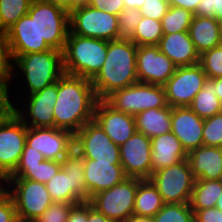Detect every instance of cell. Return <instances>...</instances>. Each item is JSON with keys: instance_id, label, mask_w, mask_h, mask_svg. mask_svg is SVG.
Wrapping results in <instances>:
<instances>
[{"instance_id": "7a4b0ae2", "label": "cell", "mask_w": 222, "mask_h": 222, "mask_svg": "<svg viewBox=\"0 0 222 222\" xmlns=\"http://www.w3.org/2000/svg\"><path fill=\"white\" fill-rule=\"evenodd\" d=\"M137 45L129 38L107 41L103 67L91 80L98 100L139 82L136 67Z\"/></svg>"}, {"instance_id": "3957f363", "label": "cell", "mask_w": 222, "mask_h": 222, "mask_svg": "<svg viewBox=\"0 0 222 222\" xmlns=\"http://www.w3.org/2000/svg\"><path fill=\"white\" fill-rule=\"evenodd\" d=\"M13 69V80L18 77H15L18 75L17 69L22 74V81L25 80L21 82L26 83L25 94L36 93L56 83L64 75L63 52L52 48L45 52L19 55L14 59Z\"/></svg>"}, {"instance_id": "8992f818", "label": "cell", "mask_w": 222, "mask_h": 222, "mask_svg": "<svg viewBox=\"0 0 222 222\" xmlns=\"http://www.w3.org/2000/svg\"><path fill=\"white\" fill-rule=\"evenodd\" d=\"M4 190L12 197L19 222H33L54 202L44 183L7 178Z\"/></svg>"}, {"instance_id": "4fadbf2b", "label": "cell", "mask_w": 222, "mask_h": 222, "mask_svg": "<svg viewBox=\"0 0 222 222\" xmlns=\"http://www.w3.org/2000/svg\"><path fill=\"white\" fill-rule=\"evenodd\" d=\"M74 150L84 159L121 164L120 146L116 145L94 120L74 135Z\"/></svg>"}, {"instance_id": "6da1fadb", "label": "cell", "mask_w": 222, "mask_h": 222, "mask_svg": "<svg viewBox=\"0 0 222 222\" xmlns=\"http://www.w3.org/2000/svg\"><path fill=\"white\" fill-rule=\"evenodd\" d=\"M98 101L91 80L65 74L58 80V93L53 115L55 128L75 135L94 119Z\"/></svg>"}, {"instance_id": "f1b7e54d", "label": "cell", "mask_w": 222, "mask_h": 222, "mask_svg": "<svg viewBox=\"0 0 222 222\" xmlns=\"http://www.w3.org/2000/svg\"><path fill=\"white\" fill-rule=\"evenodd\" d=\"M222 193V179L195 180L190 206L193 211L216 207Z\"/></svg>"}, {"instance_id": "6f0895ef", "label": "cell", "mask_w": 222, "mask_h": 222, "mask_svg": "<svg viewBox=\"0 0 222 222\" xmlns=\"http://www.w3.org/2000/svg\"><path fill=\"white\" fill-rule=\"evenodd\" d=\"M220 45H222V20L219 21Z\"/></svg>"}, {"instance_id": "7bdbcfd3", "label": "cell", "mask_w": 222, "mask_h": 222, "mask_svg": "<svg viewBox=\"0 0 222 222\" xmlns=\"http://www.w3.org/2000/svg\"><path fill=\"white\" fill-rule=\"evenodd\" d=\"M0 222H19L14 201L5 190L0 193Z\"/></svg>"}, {"instance_id": "d4e9b609", "label": "cell", "mask_w": 222, "mask_h": 222, "mask_svg": "<svg viewBox=\"0 0 222 222\" xmlns=\"http://www.w3.org/2000/svg\"><path fill=\"white\" fill-rule=\"evenodd\" d=\"M150 140L152 173L187 159L188 153L172 132L155 136Z\"/></svg>"}, {"instance_id": "30bf717a", "label": "cell", "mask_w": 222, "mask_h": 222, "mask_svg": "<svg viewBox=\"0 0 222 222\" xmlns=\"http://www.w3.org/2000/svg\"><path fill=\"white\" fill-rule=\"evenodd\" d=\"M149 180L165 204L190 203L196 179L187 159L153 172Z\"/></svg>"}, {"instance_id": "681fc988", "label": "cell", "mask_w": 222, "mask_h": 222, "mask_svg": "<svg viewBox=\"0 0 222 222\" xmlns=\"http://www.w3.org/2000/svg\"><path fill=\"white\" fill-rule=\"evenodd\" d=\"M87 222H113L104 214L98 212L92 205L87 202Z\"/></svg>"}, {"instance_id": "9a60e30c", "label": "cell", "mask_w": 222, "mask_h": 222, "mask_svg": "<svg viewBox=\"0 0 222 222\" xmlns=\"http://www.w3.org/2000/svg\"><path fill=\"white\" fill-rule=\"evenodd\" d=\"M207 79L200 64L177 67L163 85L167 104L172 108L189 107Z\"/></svg>"}, {"instance_id": "f546056e", "label": "cell", "mask_w": 222, "mask_h": 222, "mask_svg": "<svg viewBox=\"0 0 222 222\" xmlns=\"http://www.w3.org/2000/svg\"><path fill=\"white\" fill-rule=\"evenodd\" d=\"M215 84L207 79L202 89L194 96L190 108L203 119L222 112V102L216 96Z\"/></svg>"}, {"instance_id": "11a10c76", "label": "cell", "mask_w": 222, "mask_h": 222, "mask_svg": "<svg viewBox=\"0 0 222 222\" xmlns=\"http://www.w3.org/2000/svg\"><path fill=\"white\" fill-rule=\"evenodd\" d=\"M214 84H215V88H216V96L218 97V99L222 102V76L215 78V79H211Z\"/></svg>"}, {"instance_id": "f5cc1de1", "label": "cell", "mask_w": 222, "mask_h": 222, "mask_svg": "<svg viewBox=\"0 0 222 222\" xmlns=\"http://www.w3.org/2000/svg\"><path fill=\"white\" fill-rule=\"evenodd\" d=\"M145 0H123L124 6L127 9L135 8L140 9Z\"/></svg>"}, {"instance_id": "83f0119b", "label": "cell", "mask_w": 222, "mask_h": 222, "mask_svg": "<svg viewBox=\"0 0 222 222\" xmlns=\"http://www.w3.org/2000/svg\"><path fill=\"white\" fill-rule=\"evenodd\" d=\"M164 204L162 196L149 179H143L138 182L134 202L135 215L153 217Z\"/></svg>"}, {"instance_id": "c3c4849f", "label": "cell", "mask_w": 222, "mask_h": 222, "mask_svg": "<svg viewBox=\"0 0 222 222\" xmlns=\"http://www.w3.org/2000/svg\"><path fill=\"white\" fill-rule=\"evenodd\" d=\"M66 222H87V202L74 205Z\"/></svg>"}, {"instance_id": "ba28073f", "label": "cell", "mask_w": 222, "mask_h": 222, "mask_svg": "<svg viewBox=\"0 0 222 222\" xmlns=\"http://www.w3.org/2000/svg\"><path fill=\"white\" fill-rule=\"evenodd\" d=\"M104 101L114 110L132 116L151 108H163L168 105L163 86L143 82L116 90Z\"/></svg>"}, {"instance_id": "1f68e13d", "label": "cell", "mask_w": 222, "mask_h": 222, "mask_svg": "<svg viewBox=\"0 0 222 222\" xmlns=\"http://www.w3.org/2000/svg\"><path fill=\"white\" fill-rule=\"evenodd\" d=\"M163 35L161 21L142 16V20L129 39L137 46H157Z\"/></svg>"}, {"instance_id": "7402d4cb", "label": "cell", "mask_w": 222, "mask_h": 222, "mask_svg": "<svg viewBox=\"0 0 222 222\" xmlns=\"http://www.w3.org/2000/svg\"><path fill=\"white\" fill-rule=\"evenodd\" d=\"M204 119L190 107H174L171 115V132L179 139L187 153L203 145Z\"/></svg>"}, {"instance_id": "ac0fdd59", "label": "cell", "mask_w": 222, "mask_h": 222, "mask_svg": "<svg viewBox=\"0 0 222 222\" xmlns=\"http://www.w3.org/2000/svg\"><path fill=\"white\" fill-rule=\"evenodd\" d=\"M139 82L163 86L175 73L177 66L159 50L158 46H138L136 52Z\"/></svg>"}, {"instance_id": "816d5d0a", "label": "cell", "mask_w": 222, "mask_h": 222, "mask_svg": "<svg viewBox=\"0 0 222 222\" xmlns=\"http://www.w3.org/2000/svg\"><path fill=\"white\" fill-rule=\"evenodd\" d=\"M49 1L70 12L72 9H75L80 5L84 4L87 0H49Z\"/></svg>"}, {"instance_id": "ee69618b", "label": "cell", "mask_w": 222, "mask_h": 222, "mask_svg": "<svg viewBox=\"0 0 222 222\" xmlns=\"http://www.w3.org/2000/svg\"><path fill=\"white\" fill-rule=\"evenodd\" d=\"M10 83L0 79V119L8 116L13 111ZM11 97V98H10Z\"/></svg>"}, {"instance_id": "e0dca14e", "label": "cell", "mask_w": 222, "mask_h": 222, "mask_svg": "<svg viewBox=\"0 0 222 222\" xmlns=\"http://www.w3.org/2000/svg\"><path fill=\"white\" fill-rule=\"evenodd\" d=\"M151 140L135 132L120 145V162L127 177L149 179L152 175Z\"/></svg>"}, {"instance_id": "bcb514c9", "label": "cell", "mask_w": 222, "mask_h": 222, "mask_svg": "<svg viewBox=\"0 0 222 222\" xmlns=\"http://www.w3.org/2000/svg\"><path fill=\"white\" fill-rule=\"evenodd\" d=\"M44 160H46L45 157L39 151L34 150V148L25 143L24 150L21 154L17 167H35Z\"/></svg>"}, {"instance_id": "7dc6e473", "label": "cell", "mask_w": 222, "mask_h": 222, "mask_svg": "<svg viewBox=\"0 0 222 222\" xmlns=\"http://www.w3.org/2000/svg\"><path fill=\"white\" fill-rule=\"evenodd\" d=\"M193 212L194 222H222V211L216 207Z\"/></svg>"}, {"instance_id": "b9f144b4", "label": "cell", "mask_w": 222, "mask_h": 222, "mask_svg": "<svg viewBox=\"0 0 222 222\" xmlns=\"http://www.w3.org/2000/svg\"><path fill=\"white\" fill-rule=\"evenodd\" d=\"M198 17H214L222 20V0H201L194 14Z\"/></svg>"}, {"instance_id": "60d3db41", "label": "cell", "mask_w": 222, "mask_h": 222, "mask_svg": "<svg viewBox=\"0 0 222 222\" xmlns=\"http://www.w3.org/2000/svg\"><path fill=\"white\" fill-rule=\"evenodd\" d=\"M168 8V0H145L139 11L144 17L161 21Z\"/></svg>"}, {"instance_id": "8fae6325", "label": "cell", "mask_w": 222, "mask_h": 222, "mask_svg": "<svg viewBox=\"0 0 222 222\" xmlns=\"http://www.w3.org/2000/svg\"><path fill=\"white\" fill-rule=\"evenodd\" d=\"M140 180L128 177L112 188L93 195L88 202L113 222H126L134 214L135 195Z\"/></svg>"}, {"instance_id": "db71d44e", "label": "cell", "mask_w": 222, "mask_h": 222, "mask_svg": "<svg viewBox=\"0 0 222 222\" xmlns=\"http://www.w3.org/2000/svg\"><path fill=\"white\" fill-rule=\"evenodd\" d=\"M126 222H153V217L151 216H138V215H131Z\"/></svg>"}, {"instance_id": "836d02e7", "label": "cell", "mask_w": 222, "mask_h": 222, "mask_svg": "<svg viewBox=\"0 0 222 222\" xmlns=\"http://www.w3.org/2000/svg\"><path fill=\"white\" fill-rule=\"evenodd\" d=\"M193 16L192 12L182 7L169 6L161 20L163 34L188 31Z\"/></svg>"}, {"instance_id": "2e32d148", "label": "cell", "mask_w": 222, "mask_h": 222, "mask_svg": "<svg viewBox=\"0 0 222 222\" xmlns=\"http://www.w3.org/2000/svg\"><path fill=\"white\" fill-rule=\"evenodd\" d=\"M26 144L46 160L61 162L74 149V135L55 127H27Z\"/></svg>"}, {"instance_id": "74e56055", "label": "cell", "mask_w": 222, "mask_h": 222, "mask_svg": "<svg viewBox=\"0 0 222 222\" xmlns=\"http://www.w3.org/2000/svg\"><path fill=\"white\" fill-rule=\"evenodd\" d=\"M13 63L7 34L0 30V79L8 81L10 84L14 75Z\"/></svg>"}, {"instance_id": "d6986e66", "label": "cell", "mask_w": 222, "mask_h": 222, "mask_svg": "<svg viewBox=\"0 0 222 222\" xmlns=\"http://www.w3.org/2000/svg\"><path fill=\"white\" fill-rule=\"evenodd\" d=\"M6 34L13 60L19 55L52 49L44 39L40 38L37 22L28 14L22 16L6 31Z\"/></svg>"}, {"instance_id": "4316f807", "label": "cell", "mask_w": 222, "mask_h": 222, "mask_svg": "<svg viewBox=\"0 0 222 222\" xmlns=\"http://www.w3.org/2000/svg\"><path fill=\"white\" fill-rule=\"evenodd\" d=\"M172 107L151 108L134 116L136 131L150 139L171 132Z\"/></svg>"}, {"instance_id": "f6af8a7d", "label": "cell", "mask_w": 222, "mask_h": 222, "mask_svg": "<svg viewBox=\"0 0 222 222\" xmlns=\"http://www.w3.org/2000/svg\"><path fill=\"white\" fill-rule=\"evenodd\" d=\"M86 3L95 9L117 16L125 8L123 0H87Z\"/></svg>"}, {"instance_id": "4dcf8cb0", "label": "cell", "mask_w": 222, "mask_h": 222, "mask_svg": "<svg viewBox=\"0 0 222 222\" xmlns=\"http://www.w3.org/2000/svg\"><path fill=\"white\" fill-rule=\"evenodd\" d=\"M61 169V162L44 160L35 167H16L8 178H23L46 184Z\"/></svg>"}, {"instance_id": "ab89813d", "label": "cell", "mask_w": 222, "mask_h": 222, "mask_svg": "<svg viewBox=\"0 0 222 222\" xmlns=\"http://www.w3.org/2000/svg\"><path fill=\"white\" fill-rule=\"evenodd\" d=\"M74 205L75 204L64 202H53L49 208L33 222H66L70 210Z\"/></svg>"}, {"instance_id": "e575fe53", "label": "cell", "mask_w": 222, "mask_h": 222, "mask_svg": "<svg viewBox=\"0 0 222 222\" xmlns=\"http://www.w3.org/2000/svg\"><path fill=\"white\" fill-rule=\"evenodd\" d=\"M153 222H194V212L189 203L164 204Z\"/></svg>"}, {"instance_id": "d590c367", "label": "cell", "mask_w": 222, "mask_h": 222, "mask_svg": "<svg viewBox=\"0 0 222 222\" xmlns=\"http://www.w3.org/2000/svg\"><path fill=\"white\" fill-rule=\"evenodd\" d=\"M199 64L208 79L222 76V45H218L200 55Z\"/></svg>"}, {"instance_id": "ffe728a7", "label": "cell", "mask_w": 222, "mask_h": 222, "mask_svg": "<svg viewBox=\"0 0 222 222\" xmlns=\"http://www.w3.org/2000/svg\"><path fill=\"white\" fill-rule=\"evenodd\" d=\"M93 120L119 146L136 132L134 116L114 110L104 100L97 101Z\"/></svg>"}, {"instance_id": "680465c9", "label": "cell", "mask_w": 222, "mask_h": 222, "mask_svg": "<svg viewBox=\"0 0 222 222\" xmlns=\"http://www.w3.org/2000/svg\"><path fill=\"white\" fill-rule=\"evenodd\" d=\"M4 181L0 180V193L4 190Z\"/></svg>"}, {"instance_id": "277c9868", "label": "cell", "mask_w": 222, "mask_h": 222, "mask_svg": "<svg viewBox=\"0 0 222 222\" xmlns=\"http://www.w3.org/2000/svg\"><path fill=\"white\" fill-rule=\"evenodd\" d=\"M107 40L83 37L69 31L63 50L65 74L92 80L103 67Z\"/></svg>"}, {"instance_id": "44dd1931", "label": "cell", "mask_w": 222, "mask_h": 222, "mask_svg": "<svg viewBox=\"0 0 222 222\" xmlns=\"http://www.w3.org/2000/svg\"><path fill=\"white\" fill-rule=\"evenodd\" d=\"M84 165L85 192L88 200L93 195L108 190L128 178L121 164L84 159Z\"/></svg>"}, {"instance_id": "484cf974", "label": "cell", "mask_w": 222, "mask_h": 222, "mask_svg": "<svg viewBox=\"0 0 222 222\" xmlns=\"http://www.w3.org/2000/svg\"><path fill=\"white\" fill-rule=\"evenodd\" d=\"M188 32L199 55L220 45L219 21L214 17L194 15Z\"/></svg>"}, {"instance_id": "9c48e42d", "label": "cell", "mask_w": 222, "mask_h": 222, "mask_svg": "<svg viewBox=\"0 0 222 222\" xmlns=\"http://www.w3.org/2000/svg\"><path fill=\"white\" fill-rule=\"evenodd\" d=\"M70 32L83 37L119 39L118 16L98 10L86 2L69 12Z\"/></svg>"}, {"instance_id": "cb8c5ba5", "label": "cell", "mask_w": 222, "mask_h": 222, "mask_svg": "<svg viewBox=\"0 0 222 222\" xmlns=\"http://www.w3.org/2000/svg\"><path fill=\"white\" fill-rule=\"evenodd\" d=\"M187 160L197 180L222 179V148L202 145L190 151Z\"/></svg>"}, {"instance_id": "f907efd6", "label": "cell", "mask_w": 222, "mask_h": 222, "mask_svg": "<svg viewBox=\"0 0 222 222\" xmlns=\"http://www.w3.org/2000/svg\"><path fill=\"white\" fill-rule=\"evenodd\" d=\"M201 0H168L169 6H178L182 7L186 10H189L193 14H195L197 10L198 3Z\"/></svg>"}, {"instance_id": "d6a6232c", "label": "cell", "mask_w": 222, "mask_h": 222, "mask_svg": "<svg viewBox=\"0 0 222 222\" xmlns=\"http://www.w3.org/2000/svg\"><path fill=\"white\" fill-rule=\"evenodd\" d=\"M32 0H0V30L7 31L27 15Z\"/></svg>"}, {"instance_id": "7c38bea8", "label": "cell", "mask_w": 222, "mask_h": 222, "mask_svg": "<svg viewBox=\"0 0 222 222\" xmlns=\"http://www.w3.org/2000/svg\"><path fill=\"white\" fill-rule=\"evenodd\" d=\"M26 135L27 126L13 111L0 119V180L5 181L18 166Z\"/></svg>"}, {"instance_id": "5b68a950", "label": "cell", "mask_w": 222, "mask_h": 222, "mask_svg": "<svg viewBox=\"0 0 222 222\" xmlns=\"http://www.w3.org/2000/svg\"><path fill=\"white\" fill-rule=\"evenodd\" d=\"M84 158L74 149L61 161L60 171L47 182L54 202L79 204L88 202L85 192Z\"/></svg>"}, {"instance_id": "5bb4252c", "label": "cell", "mask_w": 222, "mask_h": 222, "mask_svg": "<svg viewBox=\"0 0 222 222\" xmlns=\"http://www.w3.org/2000/svg\"><path fill=\"white\" fill-rule=\"evenodd\" d=\"M57 93L58 81L36 93L25 95V100L22 98L19 103L23 107L17 106V101L13 100V112L27 127H55L53 107L56 103ZM22 102L24 103L22 104Z\"/></svg>"}, {"instance_id": "603a6c76", "label": "cell", "mask_w": 222, "mask_h": 222, "mask_svg": "<svg viewBox=\"0 0 222 222\" xmlns=\"http://www.w3.org/2000/svg\"><path fill=\"white\" fill-rule=\"evenodd\" d=\"M157 46L177 67L193 66L200 62V55L188 31L164 34Z\"/></svg>"}, {"instance_id": "52a82bcc", "label": "cell", "mask_w": 222, "mask_h": 222, "mask_svg": "<svg viewBox=\"0 0 222 222\" xmlns=\"http://www.w3.org/2000/svg\"><path fill=\"white\" fill-rule=\"evenodd\" d=\"M27 14L37 22L40 38L63 52L70 31L69 11L49 0H32Z\"/></svg>"}, {"instance_id": "f35d334b", "label": "cell", "mask_w": 222, "mask_h": 222, "mask_svg": "<svg viewBox=\"0 0 222 222\" xmlns=\"http://www.w3.org/2000/svg\"><path fill=\"white\" fill-rule=\"evenodd\" d=\"M142 20V15L138 9L124 8L118 15L119 21V39L120 38H130L138 24Z\"/></svg>"}, {"instance_id": "8d00e7d4", "label": "cell", "mask_w": 222, "mask_h": 222, "mask_svg": "<svg viewBox=\"0 0 222 222\" xmlns=\"http://www.w3.org/2000/svg\"><path fill=\"white\" fill-rule=\"evenodd\" d=\"M203 145L222 148V112L204 119Z\"/></svg>"}, {"instance_id": "9f6ffc18", "label": "cell", "mask_w": 222, "mask_h": 222, "mask_svg": "<svg viewBox=\"0 0 222 222\" xmlns=\"http://www.w3.org/2000/svg\"><path fill=\"white\" fill-rule=\"evenodd\" d=\"M216 208H218L222 211V193L216 202Z\"/></svg>"}]
</instances>
